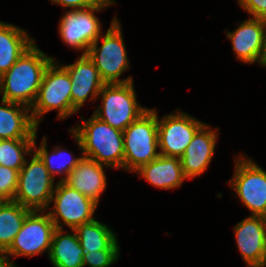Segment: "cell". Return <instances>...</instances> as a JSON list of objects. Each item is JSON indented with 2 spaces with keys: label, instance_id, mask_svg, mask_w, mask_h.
Returning <instances> with one entry per match:
<instances>
[{
  "label": "cell",
  "instance_id": "6da1fadb",
  "mask_svg": "<svg viewBox=\"0 0 266 267\" xmlns=\"http://www.w3.org/2000/svg\"><path fill=\"white\" fill-rule=\"evenodd\" d=\"M53 60L55 59L48 57L34 43L7 72L0 76L2 99L31 108L36 100L44 72Z\"/></svg>",
  "mask_w": 266,
  "mask_h": 267
},
{
  "label": "cell",
  "instance_id": "7a4b0ae2",
  "mask_svg": "<svg viewBox=\"0 0 266 267\" xmlns=\"http://www.w3.org/2000/svg\"><path fill=\"white\" fill-rule=\"evenodd\" d=\"M69 130L83 156L108 167L124 168L123 131L94 115Z\"/></svg>",
  "mask_w": 266,
  "mask_h": 267
},
{
  "label": "cell",
  "instance_id": "3957f363",
  "mask_svg": "<svg viewBox=\"0 0 266 267\" xmlns=\"http://www.w3.org/2000/svg\"><path fill=\"white\" fill-rule=\"evenodd\" d=\"M72 82L68 71L53 60L46 68L31 115L38 126L45 113L58 110V119H66L78 112L71 103Z\"/></svg>",
  "mask_w": 266,
  "mask_h": 267
},
{
  "label": "cell",
  "instance_id": "277c9868",
  "mask_svg": "<svg viewBox=\"0 0 266 267\" xmlns=\"http://www.w3.org/2000/svg\"><path fill=\"white\" fill-rule=\"evenodd\" d=\"M124 169L132 173L160 156L158 144V115L148 109L124 131Z\"/></svg>",
  "mask_w": 266,
  "mask_h": 267
},
{
  "label": "cell",
  "instance_id": "5b68a950",
  "mask_svg": "<svg viewBox=\"0 0 266 267\" xmlns=\"http://www.w3.org/2000/svg\"><path fill=\"white\" fill-rule=\"evenodd\" d=\"M102 45L98 48V40L89 47L86 55L95 64L101 79L105 84L128 83L132 77L119 79V76L129 68L128 55L122 36L121 25L116 17L105 35H102Z\"/></svg>",
  "mask_w": 266,
  "mask_h": 267
},
{
  "label": "cell",
  "instance_id": "8992f818",
  "mask_svg": "<svg viewBox=\"0 0 266 267\" xmlns=\"http://www.w3.org/2000/svg\"><path fill=\"white\" fill-rule=\"evenodd\" d=\"M98 96L102 97V105L93 115L121 131L148 110L138 104L133 81L105 84Z\"/></svg>",
  "mask_w": 266,
  "mask_h": 267
},
{
  "label": "cell",
  "instance_id": "52a82bcc",
  "mask_svg": "<svg viewBox=\"0 0 266 267\" xmlns=\"http://www.w3.org/2000/svg\"><path fill=\"white\" fill-rule=\"evenodd\" d=\"M31 161H25L18 174V187L14 202L31 211H46L49 208L55 185L40 157L33 151Z\"/></svg>",
  "mask_w": 266,
  "mask_h": 267
},
{
  "label": "cell",
  "instance_id": "ba28073f",
  "mask_svg": "<svg viewBox=\"0 0 266 267\" xmlns=\"http://www.w3.org/2000/svg\"><path fill=\"white\" fill-rule=\"evenodd\" d=\"M113 0H99L95 5L79 10H67L59 21V34L63 42L86 55L92 43L101 38V23L95 15L103 8L113 5Z\"/></svg>",
  "mask_w": 266,
  "mask_h": 267
},
{
  "label": "cell",
  "instance_id": "9c48e42d",
  "mask_svg": "<svg viewBox=\"0 0 266 267\" xmlns=\"http://www.w3.org/2000/svg\"><path fill=\"white\" fill-rule=\"evenodd\" d=\"M229 184L253 216H266V171L249 158L237 156Z\"/></svg>",
  "mask_w": 266,
  "mask_h": 267
},
{
  "label": "cell",
  "instance_id": "30bf717a",
  "mask_svg": "<svg viewBox=\"0 0 266 267\" xmlns=\"http://www.w3.org/2000/svg\"><path fill=\"white\" fill-rule=\"evenodd\" d=\"M53 201L54 206L48 214L58 229H63V225L66 224L71 230H74L81 224L95 219L93 214L98 204L64 181L56 184L51 197V202ZM60 219L63 221V225L60 223Z\"/></svg>",
  "mask_w": 266,
  "mask_h": 267
},
{
  "label": "cell",
  "instance_id": "8fae6325",
  "mask_svg": "<svg viewBox=\"0 0 266 267\" xmlns=\"http://www.w3.org/2000/svg\"><path fill=\"white\" fill-rule=\"evenodd\" d=\"M44 211H31L22 224L12 245L5 252L7 256L32 257L45 251L49 254L55 224L48 213Z\"/></svg>",
  "mask_w": 266,
  "mask_h": 267
},
{
  "label": "cell",
  "instance_id": "7c38bea8",
  "mask_svg": "<svg viewBox=\"0 0 266 267\" xmlns=\"http://www.w3.org/2000/svg\"><path fill=\"white\" fill-rule=\"evenodd\" d=\"M158 117V144L160 155L181 157L195 133L205 124L187 113Z\"/></svg>",
  "mask_w": 266,
  "mask_h": 267
},
{
  "label": "cell",
  "instance_id": "4fadbf2b",
  "mask_svg": "<svg viewBox=\"0 0 266 267\" xmlns=\"http://www.w3.org/2000/svg\"><path fill=\"white\" fill-rule=\"evenodd\" d=\"M234 234L237 247L249 267H266L264 217L249 216L236 224Z\"/></svg>",
  "mask_w": 266,
  "mask_h": 267
},
{
  "label": "cell",
  "instance_id": "5bb4252c",
  "mask_svg": "<svg viewBox=\"0 0 266 267\" xmlns=\"http://www.w3.org/2000/svg\"><path fill=\"white\" fill-rule=\"evenodd\" d=\"M69 73L71 88V103L79 110L88 99L97 100L105 85L95 64L87 55H81L73 64L63 66Z\"/></svg>",
  "mask_w": 266,
  "mask_h": 267
},
{
  "label": "cell",
  "instance_id": "9a60e30c",
  "mask_svg": "<svg viewBox=\"0 0 266 267\" xmlns=\"http://www.w3.org/2000/svg\"><path fill=\"white\" fill-rule=\"evenodd\" d=\"M218 133L204 124L193 136L184 154L180 157L182 171L187 179L200 176L211 163Z\"/></svg>",
  "mask_w": 266,
  "mask_h": 267
},
{
  "label": "cell",
  "instance_id": "2e32d148",
  "mask_svg": "<svg viewBox=\"0 0 266 267\" xmlns=\"http://www.w3.org/2000/svg\"><path fill=\"white\" fill-rule=\"evenodd\" d=\"M265 32L266 20L251 17L240 23L235 31H227L226 34L232 42V49L237 59L252 64L258 61Z\"/></svg>",
  "mask_w": 266,
  "mask_h": 267
},
{
  "label": "cell",
  "instance_id": "e0dca14e",
  "mask_svg": "<svg viewBox=\"0 0 266 267\" xmlns=\"http://www.w3.org/2000/svg\"><path fill=\"white\" fill-rule=\"evenodd\" d=\"M104 167L108 166L81 155L64 182L98 204L107 186Z\"/></svg>",
  "mask_w": 266,
  "mask_h": 267
},
{
  "label": "cell",
  "instance_id": "ac0fdd59",
  "mask_svg": "<svg viewBox=\"0 0 266 267\" xmlns=\"http://www.w3.org/2000/svg\"><path fill=\"white\" fill-rule=\"evenodd\" d=\"M30 108L19 103L1 99L0 140L35 139L37 125L32 119Z\"/></svg>",
  "mask_w": 266,
  "mask_h": 267
},
{
  "label": "cell",
  "instance_id": "d6986e66",
  "mask_svg": "<svg viewBox=\"0 0 266 267\" xmlns=\"http://www.w3.org/2000/svg\"><path fill=\"white\" fill-rule=\"evenodd\" d=\"M135 172L155 187L166 190L180 187L187 179L179 157L160 155Z\"/></svg>",
  "mask_w": 266,
  "mask_h": 267
},
{
  "label": "cell",
  "instance_id": "ffe728a7",
  "mask_svg": "<svg viewBox=\"0 0 266 267\" xmlns=\"http://www.w3.org/2000/svg\"><path fill=\"white\" fill-rule=\"evenodd\" d=\"M28 35L24 29L0 21V76L34 44Z\"/></svg>",
  "mask_w": 266,
  "mask_h": 267
},
{
  "label": "cell",
  "instance_id": "44dd1931",
  "mask_svg": "<svg viewBox=\"0 0 266 267\" xmlns=\"http://www.w3.org/2000/svg\"><path fill=\"white\" fill-rule=\"evenodd\" d=\"M71 234L56 228L49 251V258L54 267H84L85 251L80 245L74 230Z\"/></svg>",
  "mask_w": 266,
  "mask_h": 267
},
{
  "label": "cell",
  "instance_id": "7402d4cb",
  "mask_svg": "<svg viewBox=\"0 0 266 267\" xmlns=\"http://www.w3.org/2000/svg\"><path fill=\"white\" fill-rule=\"evenodd\" d=\"M74 231L85 252L120 250L116 234L107 225L96 219L81 224Z\"/></svg>",
  "mask_w": 266,
  "mask_h": 267
},
{
  "label": "cell",
  "instance_id": "603a6c76",
  "mask_svg": "<svg viewBox=\"0 0 266 267\" xmlns=\"http://www.w3.org/2000/svg\"><path fill=\"white\" fill-rule=\"evenodd\" d=\"M30 212V209L14 201H3L0 204V252L10 248Z\"/></svg>",
  "mask_w": 266,
  "mask_h": 267
},
{
  "label": "cell",
  "instance_id": "cb8c5ba5",
  "mask_svg": "<svg viewBox=\"0 0 266 267\" xmlns=\"http://www.w3.org/2000/svg\"><path fill=\"white\" fill-rule=\"evenodd\" d=\"M46 145L47 139L45 136L41 141L40 147L38 148L36 147V142L34 140L33 151L40 157L48 172L53 176L54 179L56 174H62V177L59 181L63 182L67 179L71 170L78 164V161L81 159V157L74 158L71 152L69 154L65 151L66 149L63 150L60 147H56L52 153H49ZM63 175H65V177H63Z\"/></svg>",
  "mask_w": 266,
  "mask_h": 267
},
{
  "label": "cell",
  "instance_id": "d4e9b609",
  "mask_svg": "<svg viewBox=\"0 0 266 267\" xmlns=\"http://www.w3.org/2000/svg\"><path fill=\"white\" fill-rule=\"evenodd\" d=\"M34 140L36 139L0 140V166L19 172L26 161L25 154L32 155Z\"/></svg>",
  "mask_w": 266,
  "mask_h": 267
},
{
  "label": "cell",
  "instance_id": "484cf974",
  "mask_svg": "<svg viewBox=\"0 0 266 267\" xmlns=\"http://www.w3.org/2000/svg\"><path fill=\"white\" fill-rule=\"evenodd\" d=\"M17 170L0 166V197L4 201H13L18 187Z\"/></svg>",
  "mask_w": 266,
  "mask_h": 267
},
{
  "label": "cell",
  "instance_id": "4316f807",
  "mask_svg": "<svg viewBox=\"0 0 266 267\" xmlns=\"http://www.w3.org/2000/svg\"><path fill=\"white\" fill-rule=\"evenodd\" d=\"M119 256V250H100L96 252H85L83 266L109 267L114 264Z\"/></svg>",
  "mask_w": 266,
  "mask_h": 267
},
{
  "label": "cell",
  "instance_id": "83f0119b",
  "mask_svg": "<svg viewBox=\"0 0 266 267\" xmlns=\"http://www.w3.org/2000/svg\"><path fill=\"white\" fill-rule=\"evenodd\" d=\"M238 3L252 18L266 20V0H238Z\"/></svg>",
  "mask_w": 266,
  "mask_h": 267
},
{
  "label": "cell",
  "instance_id": "f1b7e54d",
  "mask_svg": "<svg viewBox=\"0 0 266 267\" xmlns=\"http://www.w3.org/2000/svg\"><path fill=\"white\" fill-rule=\"evenodd\" d=\"M53 3L62 5L70 10L86 9L95 5L99 0H51Z\"/></svg>",
  "mask_w": 266,
  "mask_h": 267
},
{
  "label": "cell",
  "instance_id": "f546056e",
  "mask_svg": "<svg viewBox=\"0 0 266 267\" xmlns=\"http://www.w3.org/2000/svg\"><path fill=\"white\" fill-rule=\"evenodd\" d=\"M257 63L266 66V32L264 34L262 49Z\"/></svg>",
  "mask_w": 266,
  "mask_h": 267
},
{
  "label": "cell",
  "instance_id": "4dcf8cb0",
  "mask_svg": "<svg viewBox=\"0 0 266 267\" xmlns=\"http://www.w3.org/2000/svg\"><path fill=\"white\" fill-rule=\"evenodd\" d=\"M9 259L11 258L7 256L5 252H0V267H17L14 266V263Z\"/></svg>",
  "mask_w": 266,
  "mask_h": 267
},
{
  "label": "cell",
  "instance_id": "1f68e13d",
  "mask_svg": "<svg viewBox=\"0 0 266 267\" xmlns=\"http://www.w3.org/2000/svg\"><path fill=\"white\" fill-rule=\"evenodd\" d=\"M264 240H265V249H266V216H264Z\"/></svg>",
  "mask_w": 266,
  "mask_h": 267
},
{
  "label": "cell",
  "instance_id": "d6a6232c",
  "mask_svg": "<svg viewBox=\"0 0 266 267\" xmlns=\"http://www.w3.org/2000/svg\"><path fill=\"white\" fill-rule=\"evenodd\" d=\"M4 200L0 197V204L3 202Z\"/></svg>",
  "mask_w": 266,
  "mask_h": 267
}]
</instances>
